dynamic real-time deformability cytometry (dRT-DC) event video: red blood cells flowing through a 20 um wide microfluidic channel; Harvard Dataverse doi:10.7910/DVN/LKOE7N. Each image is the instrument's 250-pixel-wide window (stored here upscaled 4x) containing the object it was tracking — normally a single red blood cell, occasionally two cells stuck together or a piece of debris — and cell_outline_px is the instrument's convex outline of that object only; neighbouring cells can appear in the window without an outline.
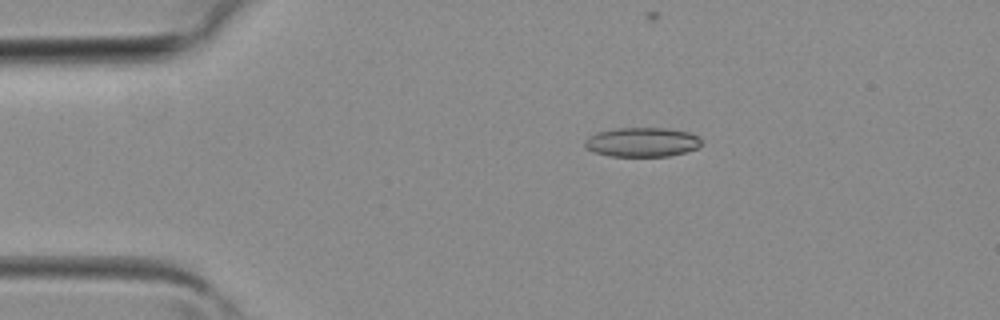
{"species": "common noctule bat (a hibernating species)", "species_latin": "Nyctalus noctula", "temperature_condition": "room temperature", "stored_images_in_passage": 27, "camera_frame_rate_fps": 3000, "um_per_image_px": 0.085, "animal": {"sex": "female", "body_mass_g": 19.3, "forearm_length_mm": 54.1}, "frame": {"image": 1, "passage_image": 1, "time_ms": 0.0, "image_size_px": [1000, 320], "cell_outline_px": [[704, 140], [696, 148], [684, 152], [668, 156], [612, 156], [592, 152], [584, 148], [584, 140], [588, 136], [596, 132], [616, 128], [668, 128], [688, 132], [700, 136]], "centroid_in_image_um": [54.55, 12.07], "position_along_channel_um": 30.5, "area_um2": 20.17}}
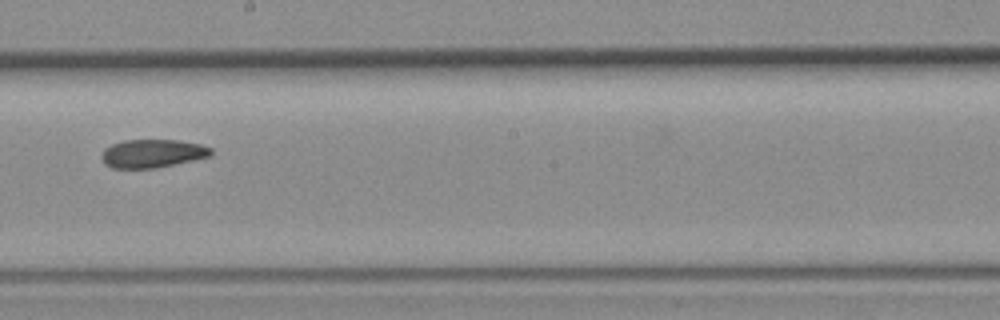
{"frame": {"image": 2, "passage_image": 16, "time_ms": 5.0, "image_size_px": [1000, 320], "cell_outline_px": [[212, 156], [156, 168], [112, 168], [104, 164], [100, 156], [104, 148], [112, 144], [124, 140], [176, 140], [200, 144], [212, 148]], "centroid_in_image_um": [12.94, 13.05], "position_along_channel_um": 235.3, "area_um2": 18.15}}
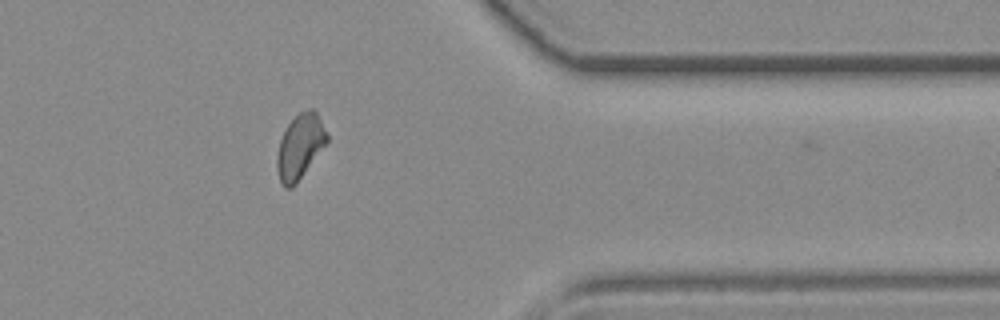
{"frame": {"image": 3, "passage_image": 26, "time_ms": 8.333, "image_size_px": [1000, 320], "cell_outline_px": [[328, 140], [296, 184], [292, 188], [284, 188], [280, 184], [276, 168], [276, 156], [280, 140], [288, 124], [300, 112], [308, 108], [312, 108], [316, 112], [328, 136]], "centroid_in_image_um": [25.46, 12.49], "position_along_channel_um": 385.9, "area_um2": 18.61}}